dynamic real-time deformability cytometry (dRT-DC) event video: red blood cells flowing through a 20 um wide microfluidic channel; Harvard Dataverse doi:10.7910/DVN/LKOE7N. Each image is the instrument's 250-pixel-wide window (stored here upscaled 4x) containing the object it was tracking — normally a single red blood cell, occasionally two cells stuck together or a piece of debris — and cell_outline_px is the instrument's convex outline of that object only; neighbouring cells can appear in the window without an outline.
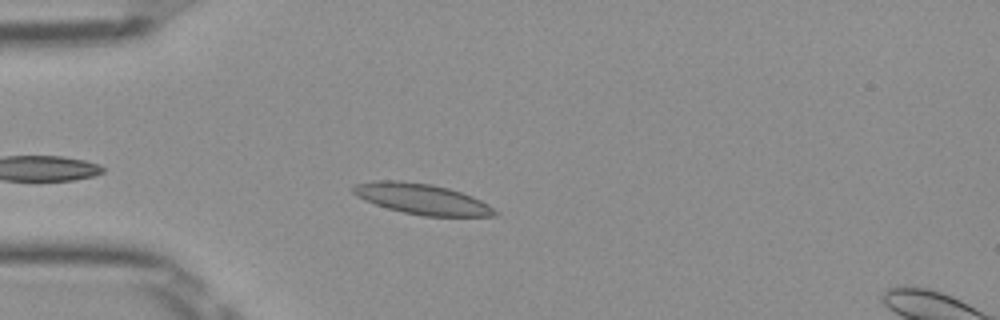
{"species": "Egyptian fruit bat (a non-hibernating species)", "species_latin": "Rousettus aegyptiacus", "temperature_condition": "room temperature", "stored_images_in_passage": 41, "camera_frame_rate_fps": 3000, "um_per_image_px": 0.085, "frame": {"image": 1, "passage_image": 6, "time_ms": 1.667, "image_size_px": [1000, 320], "cell_outline_px": [[500, 216], [424, 216], [404, 212], [388, 208], [364, 200], [356, 196], [352, 192], [352, 188], [356, 184], [372, 180], [396, 180], [432, 184], [448, 188], [472, 196], [488, 204], [500, 212]], "centroid_in_image_um": [35.88, 16.91], "position_along_channel_um": 49.1, "area_um2": 25.32}}
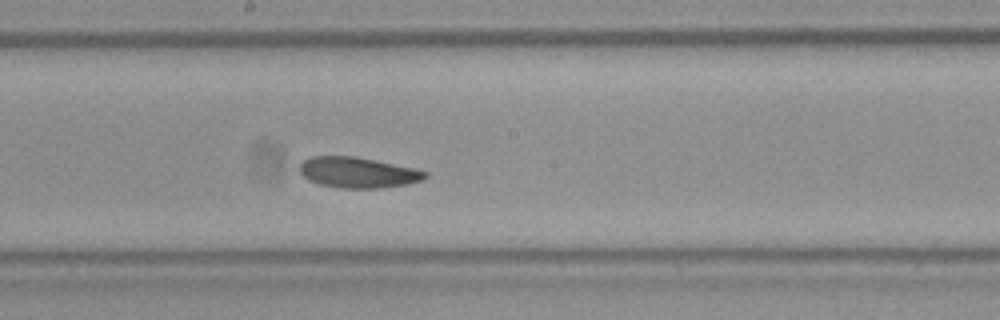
{"frame": {"image": 2, "passage_image": 20, "time_ms": 6.333, "image_size_px": [1000, 320], "cell_outline_px": [[428, 176], [424, 180], [408, 184], [380, 188], [340, 188], [320, 184], [308, 180], [300, 172], [300, 164], [304, 160], [312, 156], [356, 156], [416, 168], [428, 172]], "centroid_in_image_um": [30.47, 14.66], "position_along_channel_um": 217.7, "area_um2": 22.6}}
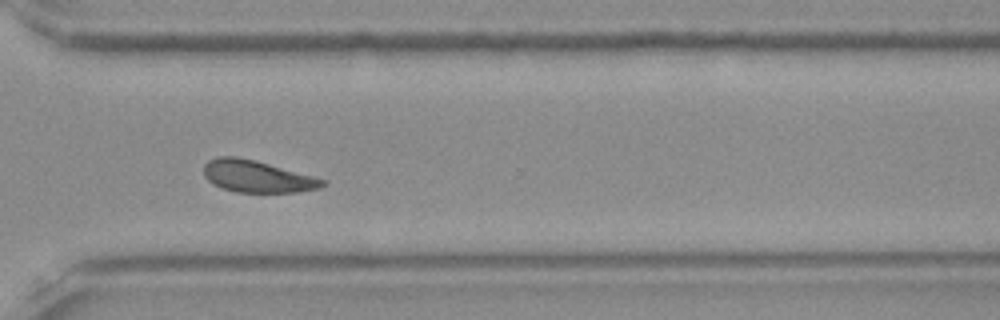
{"frame": {"image": 3, "passage_image": 30, "time_ms": 9.667, "image_size_px": [1000, 320], "cell_outline_px": [[328, 184], [320, 188], [296, 192], [236, 192], [212, 184], [204, 176], [204, 164], [208, 160], [216, 156], [236, 156], [268, 164], [328, 180]], "centroid_in_image_um": [21.86, 15.0], "position_along_channel_um": 348.7, "area_um2": 22.02}, "authors_computed_cell_mechanics": {"area_um2": 22.4264, "velocity_mm_per_s": 3.9283, "shape_relaxation_time_tau1_ms": 7.1159, "shape_relaxation_time_tau2_ms": 5.6517, "deformation_change_tau1": 0.1426, "deformation_change_tau2": 0.109}}